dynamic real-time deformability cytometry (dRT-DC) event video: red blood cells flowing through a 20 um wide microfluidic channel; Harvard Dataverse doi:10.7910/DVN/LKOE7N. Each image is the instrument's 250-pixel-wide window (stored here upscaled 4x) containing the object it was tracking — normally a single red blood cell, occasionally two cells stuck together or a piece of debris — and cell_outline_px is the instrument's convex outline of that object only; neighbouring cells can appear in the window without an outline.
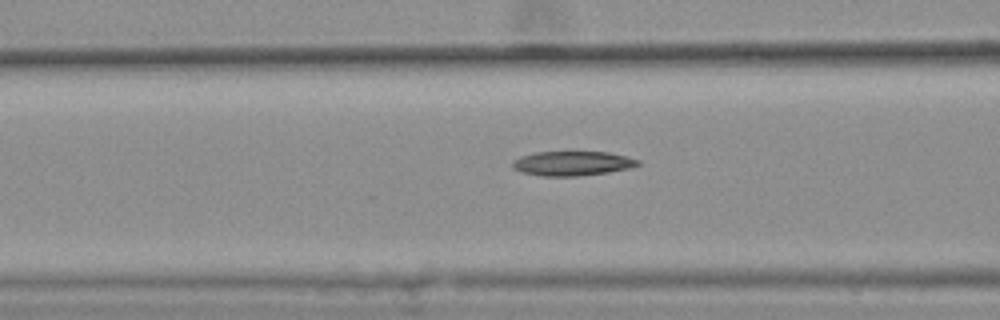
{"species": "common noctule bat (a hibernating species)", "species_latin": "Nyctalus noctula", "temperature_condition": "warm", "stored_images_in_passage": 33, "camera_frame_rate_fps": 3000, "um_per_image_px": 0.085, "animal": {"sex": "female", "body_mass_g": 25.1}, "frame": {"image": 1, "passage_image": 6, "time_ms": 1.667, "image_size_px": [1000, 320], "cell_outline_px": [[640, 164], [628, 168], [608, 172], [580, 176], [544, 176], [520, 172], [512, 168], [512, 160], [520, 156], [536, 152], [608, 152], [640, 160]], "centroid_in_image_um": [48.6, 13.89], "position_along_channel_um": 118.0, "area_um2": 17.86}}